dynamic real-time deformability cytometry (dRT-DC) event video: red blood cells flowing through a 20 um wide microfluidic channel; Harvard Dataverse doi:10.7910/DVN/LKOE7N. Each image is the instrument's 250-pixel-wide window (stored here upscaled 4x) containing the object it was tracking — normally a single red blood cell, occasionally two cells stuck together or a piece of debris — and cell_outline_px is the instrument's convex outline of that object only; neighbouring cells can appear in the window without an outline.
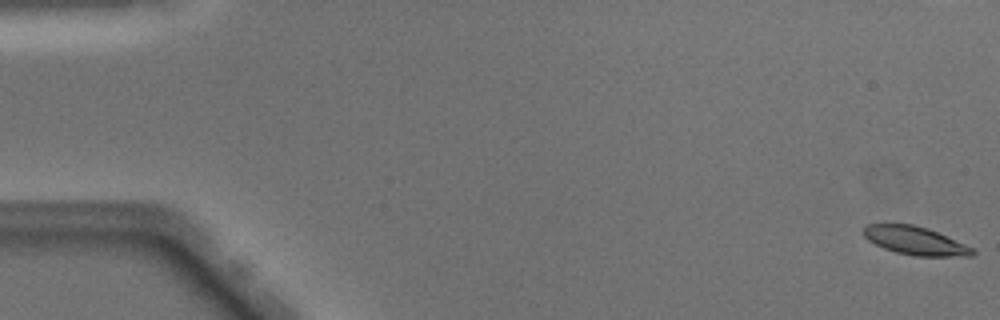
{"species": "Egyptian fruit bat (a non-hibernating species)", "species_latin": "Rousettus aegyptiacus", "temperature_condition": "warm", "stored_images_in_passage": 52, "camera_frame_rate_fps": 3000, "um_per_image_px": 0.085, "animal": {"sex": "male"}, "frame": {"image": 1, "passage_image": 1, "time_ms": 0.0, "image_size_px": [1000, 320], "cell_outline_px": [[976, 252], [972, 256], [916, 256], [896, 252], [884, 248], [868, 240], [864, 236], [864, 228], [868, 224], [912, 224], [928, 228], [964, 244], [972, 248]], "centroid_in_image_um": [77.79, 20.46], "position_along_channel_um": 7.2, "area_um2": 17.69}, "authors_computed_cell_mechanics": {"area_um2": 19.0162, "velocity_mm_per_s": 3.9969, "shape_relaxation_time_tau1_ms": 1.7681, "shape_relaxation_time_tau2_ms": 2.9364, "deformation_change_tau1": 0.099, "deformation_change_tau2": 0.0918}}